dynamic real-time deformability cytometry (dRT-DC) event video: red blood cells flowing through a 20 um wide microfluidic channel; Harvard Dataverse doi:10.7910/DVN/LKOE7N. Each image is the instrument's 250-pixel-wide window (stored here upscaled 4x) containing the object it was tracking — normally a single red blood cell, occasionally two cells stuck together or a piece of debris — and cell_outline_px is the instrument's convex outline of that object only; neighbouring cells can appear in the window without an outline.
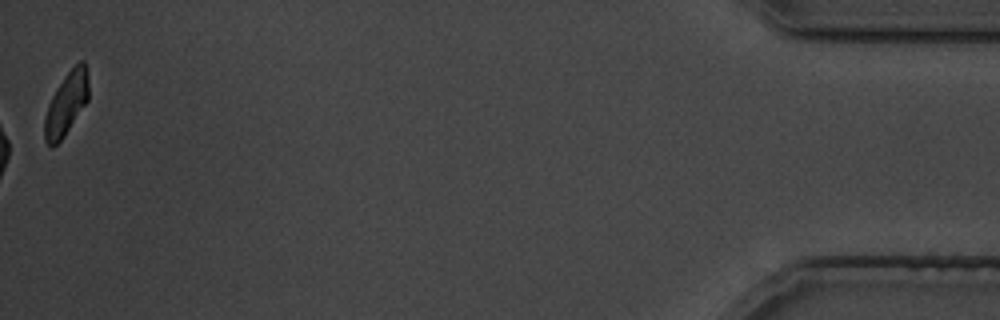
{"species": "common noctule bat (a hibernating species)", "species_latin": "Nyctalus noctula", "temperature_condition": "cold", "stored_images_in_passage": 38, "camera_frame_rate_fps": 3000, "um_per_image_px": 0.085, "animal": {"sex": "male", "body_mass_g": 19.5, "forearm_length_mm": 54.6}, "frame": {"image": 1, "passage_image": 38, "time_ms": 46.0, "image_size_px": [1000, 320], "cell_outline_px": [[88, 100], [64, 136], [52, 148], [44, 140], [44, 116], [48, 104], [56, 88], [64, 76], [80, 60], [84, 60], [88, 76]], "centroid_in_image_um": [5.62, 8.81], "position_along_channel_um": 429.6, "area_um2": 16.07}}